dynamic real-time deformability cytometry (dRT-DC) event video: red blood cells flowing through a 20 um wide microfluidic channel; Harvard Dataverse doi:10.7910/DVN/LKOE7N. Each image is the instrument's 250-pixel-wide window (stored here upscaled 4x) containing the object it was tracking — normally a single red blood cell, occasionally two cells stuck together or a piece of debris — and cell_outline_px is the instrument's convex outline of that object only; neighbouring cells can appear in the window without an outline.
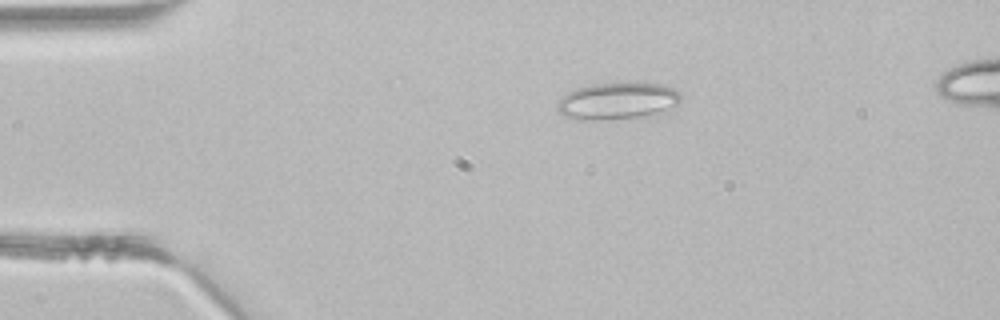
{"species": "common noctule bat (a hibernating species)", "species_latin": "Nyctalus noctula", "temperature_condition": "room temperature", "stored_images_in_passage": 4, "camera_frame_rate_fps": 3000, "um_per_image_px": 0.085, "animal": {"sex": "male", "body_mass_g": 21.5, "forearm_length_mm": 52.0}, "frame": {"image": 1, "passage_image": 2, "time_ms": 0.333, "image_size_px": [1000, 320], "cell_outline_px": [[680, 100], [672, 108], [664, 112], [640, 116], [600, 120], [584, 120], [564, 116], [556, 112], [556, 104], [568, 92], [580, 88], [596, 84], [660, 84], [672, 88], [680, 92]], "centroid_in_image_um": [52.46, 8.61], "position_along_channel_um": 32.5, "area_um2": 26.01}}